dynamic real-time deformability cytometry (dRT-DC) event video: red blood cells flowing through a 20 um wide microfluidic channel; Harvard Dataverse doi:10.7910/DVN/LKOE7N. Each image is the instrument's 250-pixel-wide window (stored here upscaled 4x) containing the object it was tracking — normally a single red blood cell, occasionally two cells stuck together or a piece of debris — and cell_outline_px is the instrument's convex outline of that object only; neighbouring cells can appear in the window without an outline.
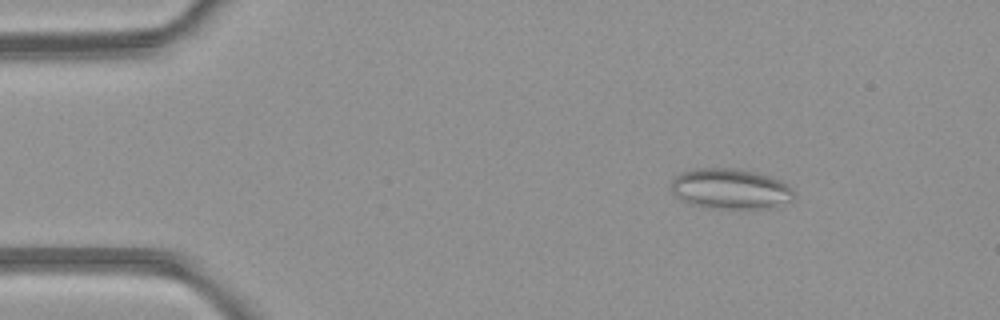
{"species": "common noctule bat (a hibernating species)", "species_latin": "Nyctalus noctula", "temperature_condition": "room temperature", "stored_images_in_passage": 4, "camera_frame_rate_fps": 3000, "um_per_image_px": 0.085, "animal": {"sex": "female", "body_mass_g": 21.9}, "frame": {"image": 1, "passage_image": 2, "time_ms": 1.333, "image_size_px": [1000, 320], "cell_outline_px": [[792, 200], [768, 208], [708, 208], [692, 204], [680, 200], [672, 192], [672, 180], [680, 172], [696, 168], [732, 168], [756, 172], [780, 180], [792, 192]], "centroid_in_image_um": [62.01, 16.04], "position_along_channel_um": 23.0, "area_um2": 28.55}}